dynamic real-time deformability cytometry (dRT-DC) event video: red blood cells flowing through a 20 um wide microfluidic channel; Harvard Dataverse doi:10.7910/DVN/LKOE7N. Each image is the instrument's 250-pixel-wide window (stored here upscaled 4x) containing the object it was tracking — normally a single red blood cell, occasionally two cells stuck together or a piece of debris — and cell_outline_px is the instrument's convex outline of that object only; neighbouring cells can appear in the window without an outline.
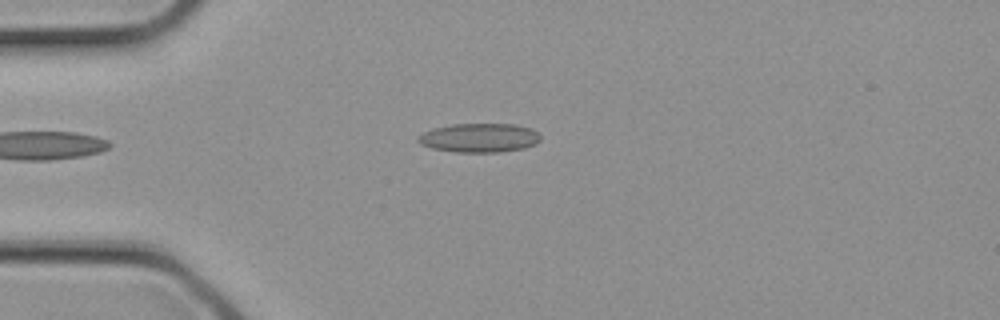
{"species": "common noctule bat (a hibernating species)", "species_latin": "Nyctalus noctula", "temperature_condition": "cold", "stored_images_in_passage": 4, "camera_frame_rate_fps": 3000, "um_per_image_px": 0.085, "animal": {"sex": "female", "body_mass_g": 21.9}, "frame": {"image": 1, "passage_image": 4, "time_ms": 1.0, "image_size_px": [1000, 320], "cell_outline_px": [[540, 140], [536, 144], [524, 148], [500, 152], [456, 152], [432, 148], [420, 144], [416, 140], [416, 136], [432, 128], [452, 124], [516, 124], [532, 128], [540, 136]], "centroid_in_image_um": [40.73, 11.71], "position_along_channel_um": 44.3, "area_um2": 20.87}}